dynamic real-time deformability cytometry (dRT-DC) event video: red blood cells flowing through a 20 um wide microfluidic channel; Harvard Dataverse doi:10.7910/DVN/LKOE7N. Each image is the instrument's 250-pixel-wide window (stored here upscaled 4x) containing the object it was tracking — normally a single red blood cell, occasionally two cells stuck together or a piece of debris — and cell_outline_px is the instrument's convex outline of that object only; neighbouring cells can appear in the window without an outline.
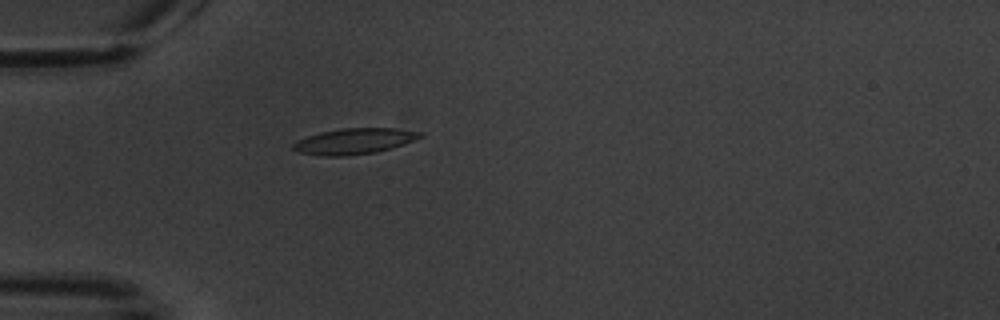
{"species": "common noctule bat (a hibernating species)", "species_latin": "Nyctalus noctula", "temperature_condition": "warm", "stored_images_in_passage": 1, "camera_frame_rate_fps": 3000, "um_per_image_px": 0.085, "animal": {"sex": "male", "body_mass_g": 20.1, "forearm_length_mm": 53.5}, "frame": {"image": 1, "passage_image": 1, "time_ms": 0.0, "image_size_px": [1000, 320], "cell_outline_px": [[424, 136], [404, 144], [392, 148], [376, 152], [348, 156], [324, 156], [300, 152], [292, 148], [292, 144], [296, 140], [320, 132], [340, 128], [392, 128], [424, 132]], "centroid_in_image_um": [30.13, 12.0], "position_along_channel_um": 54.9, "area_um2": 19.19}}